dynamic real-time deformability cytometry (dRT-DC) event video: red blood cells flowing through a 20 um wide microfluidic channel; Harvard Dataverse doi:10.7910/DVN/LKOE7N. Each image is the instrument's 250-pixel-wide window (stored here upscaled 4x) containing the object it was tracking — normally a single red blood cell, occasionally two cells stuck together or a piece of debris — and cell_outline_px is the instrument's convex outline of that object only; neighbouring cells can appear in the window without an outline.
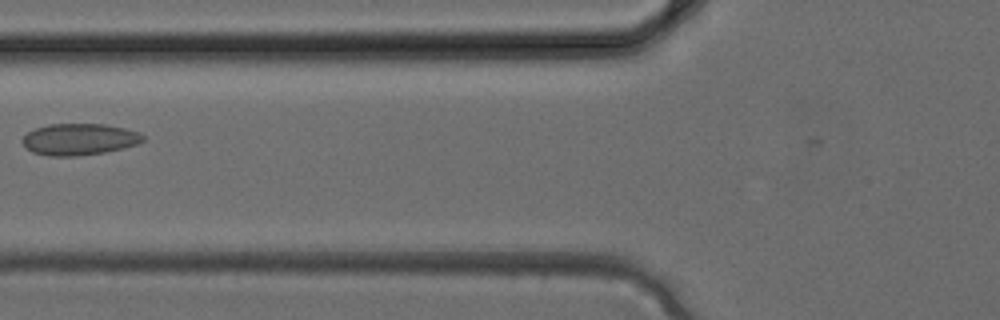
{"species": "common noctule bat (a hibernating species)", "species_latin": "Nyctalus noctula", "temperature_condition": "cold", "stored_images_in_passage": 4, "camera_frame_rate_fps": 3000, "um_per_image_px": 0.085, "animal": {"sex": "female", "body_mass_g": 24.6, "forearm_length_mm": 56.2}, "frame": {"image": 1, "passage_image": 4, "time_ms": 1.0, "image_size_px": [1000, 320], "cell_outline_px": [[144, 140], [136, 144], [104, 152], [76, 156], [48, 156], [32, 152], [20, 140], [28, 132], [36, 128], [48, 124], [104, 124], [124, 128], [140, 132], [144, 136]], "centroid_in_image_um": [6.72, 11.83], "position_along_channel_um": 119.1, "area_um2": 22.02}}